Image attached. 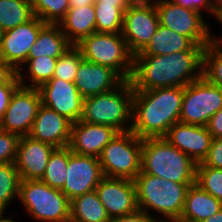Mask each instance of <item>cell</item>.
<instances>
[{"label": "cell", "instance_id": "cell-1", "mask_svg": "<svg viewBox=\"0 0 222 222\" xmlns=\"http://www.w3.org/2000/svg\"><path fill=\"white\" fill-rule=\"evenodd\" d=\"M204 45L169 55H135L130 78L134 91L185 87L203 76Z\"/></svg>", "mask_w": 222, "mask_h": 222}, {"label": "cell", "instance_id": "cell-2", "mask_svg": "<svg viewBox=\"0 0 222 222\" xmlns=\"http://www.w3.org/2000/svg\"><path fill=\"white\" fill-rule=\"evenodd\" d=\"M185 87L134 91L131 131L139 138L165 137L179 122Z\"/></svg>", "mask_w": 222, "mask_h": 222}, {"label": "cell", "instance_id": "cell-3", "mask_svg": "<svg viewBox=\"0 0 222 222\" xmlns=\"http://www.w3.org/2000/svg\"><path fill=\"white\" fill-rule=\"evenodd\" d=\"M196 165L164 137L142 139L141 172L176 183H195Z\"/></svg>", "mask_w": 222, "mask_h": 222}, {"label": "cell", "instance_id": "cell-4", "mask_svg": "<svg viewBox=\"0 0 222 222\" xmlns=\"http://www.w3.org/2000/svg\"><path fill=\"white\" fill-rule=\"evenodd\" d=\"M138 209H152L162 214L166 222H177L183 212L187 189L194 183H176L140 172L134 179Z\"/></svg>", "mask_w": 222, "mask_h": 222}, {"label": "cell", "instance_id": "cell-5", "mask_svg": "<svg viewBox=\"0 0 222 222\" xmlns=\"http://www.w3.org/2000/svg\"><path fill=\"white\" fill-rule=\"evenodd\" d=\"M133 95L132 83L124 80L111 91L84 98L81 120L111 126L119 133L129 132L132 126Z\"/></svg>", "mask_w": 222, "mask_h": 222}, {"label": "cell", "instance_id": "cell-6", "mask_svg": "<svg viewBox=\"0 0 222 222\" xmlns=\"http://www.w3.org/2000/svg\"><path fill=\"white\" fill-rule=\"evenodd\" d=\"M75 46L84 60L110 67L124 80H130L134 55L121 33L95 32L82 38Z\"/></svg>", "mask_w": 222, "mask_h": 222}, {"label": "cell", "instance_id": "cell-7", "mask_svg": "<svg viewBox=\"0 0 222 222\" xmlns=\"http://www.w3.org/2000/svg\"><path fill=\"white\" fill-rule=\"evenodd\" d=\"M19 200L37 221L70 222V200L41 180H21Z\"/></svg>", "mask_w": 222, "mask_h": 222}, {"label": "cell", "instance_id": "cell-8", "mask_svg": "<svg viewBox=\"0 0 222 222\" xmlns=\"http://www.w3.org/2000/svg\"><path fill=\"white\" fill-rule=\"evenodd\" d=\"M141 152V138L132 131L119 133L99 157L104 177L134 180L141 172Z\"/></svg>", "mask_w": 222, "mask_h": 222}, {"label": "cell", "instance_id": "cell-9", "mask_svg": "<svg viewBox=\"0 0 222 222\" xmlns=\"http://www.w3.org/2000/svg\"><path fill=\"white\" fill-rule=\"evenodd\" d=\"M222 108V89L204 76L185 86L179 122L207 126Z\"/></svg>", "mask_w": 222, "mask_h": 222}, {"label": "cell", "instance_id": "cell-10", "mask_svg": "<svg viewBox=\"0 0 222 222\" xmlns=\"http://www.w3.org/2000/svg\"><path fill=\"white\" fill-rule=\"evenodd\" d=\"M160 25L189 37L195 44L205 47L214 40L210 26L201 13L175 5L169 0H154Z\"/></svg>", "mask_w": 222, "mask_h": 222}, {"label": "cell", "instance_id": "cell-11", "mask_svg": "<svg viewBox=\"0 0 222 222\" xmlns=\"http://www.w3.org/2000/svg\"><path fill=\"white\" fill-rule=\"evenodd\" d=\"M159 24V16L154 2L129 6L124 12L121 34L129 51L134 56L148 45Z\"/></svg>", "mask_w": 222, "mask_h": 222}, {"label": "cell", "instance_id": "cell-12", "mask_svg": "<svg viewBox=\"0 0 222 222\" xmlns=\"http://www.w3.org/2000/svg\"><path fill=\"white\" fill-rule=\"evenodd\" d=\"M41 105L38 88L19 86L12 94L2 118L3 130L19 137L28 136Z\"/></svg>", "mask_w": 222, "mask_h": 222}, {"label": "cell", "instance_id": "cell-13", "mask_svg": "<svg viewBox=\"0 0 222 222\" xmlns=\"http://www.w3.org/2000/svg\"><path fill=\"white\" fill-rule=\"evenodd\" d=\"M46 24L34 16L28 22L4 32L0 43V59L9 64L16 72H21L30 49L36 42L40 30Z\"/></svg>", "mask_w": 222, "mask_h": 222}, {"label": "cell", "instance_id": "cell-14", "mask_svg": "<svg viewBox=\"0 0 222 222\" xmlns=\"http://www.w3.org/2000/svg\"><path fill=\"white\" fill-rule=\"evenodd\" d=\"M103 178L99 158L73 153L68 147L66 182L61 191L69 200L94 191Z\"/></svg>", "mask_w": 222, "mask_h": 222}, {"label": "cell", "instance_id": "cell-15", "mask_svg": "<svg viewBox=\"0 0 222 222\" xmlns=\"http://www.w3.org/2000/svg\"><path fill=\"white\" fill-rule=\"evenodd\" d=\"M42 105L67 118L72 123L79 121L83 113L84 98L75 83L52 78L38 88Z\"/></svg>", "mask_w": 222, "mask_h": 222}, {"label": "cell", "instance_id": "cell-16", "mask_svg": "<svg viewBox=\"0 0 222 222\" xmlns=\"http://www.w3.org/2000/svg\"><path fill=\"white\" fill-rule=\"evenodd\" d=\"M95 191L111 220L139 210L134 180L104 177Z\"/></svg>", "mask_w": 222, "mask_h": 222}, {"label": "cell", "instance_id": "cell-17", "mask_svg": "<svg viewBox=\"0 0 222 222\" xmlns=\"http://www.w3.org/2000/svg\"><path fill=\"white\" fill-rule=\"evenodd\" d=\"M177 149L185 153L196 164L207 156L213 137L207 126L176 122L164 137Z\"/></svg>", "mask_w": 222, "mask_h": 222}, {"label": "cell", "instance_id": "cell-18", "mask_svg": "<svg viewBox=\"0 0 222 222\" xmlns=\"http://www.w3.org/2000/svg\"><path fill=\"white\" fill-rule=\"evenodd\" d=\"M118 134L111 126L91 124L80 119L72 123L68 147L73 153L99 158L104 147Z\"/></svg>", "mask_w": 222, "mask_h": 222}, {"label": "cell", "instance_id": "cell-19", "mask_svg": "<svg viewBox=\"0 0 222 222\" xmlns=\"http://www.w3.org/2000/svg\"><path fill=\"white\" fill-rule=\"evenodd\" d=\"M54 149L55 147L30 136L20 137L15 165L21 180H41Z\"/></svg>", "mask_w": 222, "mask_h": 222}, {"label": "cell", "instance_id": "cell-20", "mask_svg": "<svg viewBox=\"0 0 222 222\" xmlns=\"http://www.w3.org/2000/svg\"><path fill=\"white\" fill-rule=\"evenodd\" d=\"M71 129V121L41 105L28 136L55 148H62L69 145Z\"/></svg>", "mask_w": 222, "mask_h": 222}, {"label": "cell", "instance_id": "cell-21", "mask_svg": "<svg viewBox=\"0 0 222 222\" xmlns=\"http://www.w3.org/2000/svg\"><path fill=\"white\" fill-rule=\"evenodd\" d=\"M123 81L124 79L110 67L83 59L74 83L82 97L87 98L111 91Z\"/></svg>", "mask_w": 222, "mask_h": 222}, {"label": "cell", "instance_id": "cell-22", "mask_svg": "<svg viewBox=\"0 0 222 222\" xmlns=\"http://www.w3.org/2000/svg\"><path fill=\"white\" fill-rule=\"evenodd\" d=\"M221 208V201L194 183L187 189L183 212L177 222H201Z\"/></svg>", "mask_w": 222, "mask_h": 222}, {"label": "cell", "instance_id": "cell-23", "mask_svg": "<svg viewBox=\"0 0 222 222\" xmlns=\"http://www.w3.org/2000/svg\"><path fill=\"white\" fill-rule=\"evenodd\" d=\"M59 25L67 39L76 45L82 38L96 32L94 4L70 7Z\"/></svg>", "mask_w": 222, "mask_h": 222}, {"label": "cell", "instance_id": "cell-24", "mask_svg": "<svg viewBox=\"0 0 222 222\" xmlns=\"http://www.w3.org/2000/svg\"><path fill=\"white\" fill-rule=\"evenodd\" d=\"M73 44L62 32L59 24L47 23L39 32L36 42L29 51L28 58L47 56L59 58Z\"/></svg>", "mask_w": 222, "mask_h": 222}, {"label": "cell", "instance_id": "cell-25", "mask_svg": "<svg viewBox=\"0 0 222 222\" xmlns=\"http://www.w3.org/2000/svg\"><path fill=\"white\" fill-rule=\"evenodd\" d=\"M194 45L195 43L189 37L159 24L148 45L136 55H169L190 50Z\"/></svg>", "mask_w": 222, "mask_h": 222}, {"label": "cell", "instance_id": "cell-26", "mask_svg": "<svg viewBox=\"0 0 222 222\" xmlns=\"http://www.w3.org/2000/svg\"><path fill=\"white\" fill-rule=\"evenodd\" d=\"M70 222H112L96 191L70 200Z\"/></svg>", "mask_w": 222, "mask_h": 222}, {"label": "cell", "instance_id": "cell-27", "mask_svg": "<svg viewBox=\"0 0 222 222\" xmlns=\"http://www.w3.org/2000/svg\"><path fill=\"white\" fill-rule=\"evenodd\" d=\"M34 17L31 0H0V25L4 32Z\"/></svg>", "mask_w": 222, "mask_h": 222}, {"label": "cell", "instance_id": "cell-28", "mask_svg": "<svg viewBox=\"0 0 222 222\" xmlns=\"http://www.w3.org/2000/svg\"><path fill=\"white\" fill-rule=\"evenodd\" d=\"M57 60L58 58H51L47 56L28 58L23 66L25 67V65H28L27 71L31 83L27 84L25 82L26 80H24V74L22 72H17L20 86L28 88H39L44 83L48 82L53 78Z\"/></svg>", "mask_w": 222, "mask_h": 222}, {"label": "cell", "instance_id": "cell-29", "mask_svg": "<svg viewBox=\"0 0 222 222\" xmlns=\"http://www.w3.org/2000/svg\"><path fill=\"white\" fill-rule=\"evenodd\" d=\"M129 6H108L94 4L96 18V32L121 33L124 12Z\"/></svg>", "mask_w": 222, "mask_h": 222}, {"label": "cell", "instance_id": "cell-30", "mask_svg": "<svg viewBox=\"0 0 222 222\" xmlns=\"http://www.w3.org/2000/svg\"><path fill=\"white\" fill-rule=\"evenodd\" d=\"M68 166V146L55 148L50 155L45 173L41 181L52 188L62 189L66 182V169Z\"/></svg>", "mask_w": 222, "mask_h": 222}, {"label": "cell", "instance_id": "cell-31", "mask_svg": "<svg viewBox=\"0 0 222 222\" xmlns=\"http://www.w3.org/2000/svg\"><path fill=\"white\" fill-rule=\"evenodd\" d=\"M20 182L15 163L0 164V211L5 212L8 204L14 198H19Z\"/></svg>", "mask_w": 222, "mask_h": 222}, {"label": "cell", "instance_id": "cell-32", "mask_svg": "<svg viewBox=\"0 0 222 222\" xmlns=\"http://www.w3.org/2000/svg\"><path fill=\"white\" fill-rule=\"evenodd\" d=\"M203 76L222 89V45L215 39L204 48Z\"/></svg>", "mask_w": 222, "mask_h": 222}, {"label": "cell", "instance_id": "cell-33", "mask_svg": "<svg viewBox=\"0 0 222 222\" xmlns=\"http://www.w3.org/2000/svg\"><path fill=\"white\" fill-rule=\"evenodd\" d=\"M33 15L45 23L59 24L70 8V0H31Z\"/></svg>", "mask_w": 222, "mask_h": 222}, {"label": "cell", "instance_id": "cell-34", "mask_svg": "<svg viewBox=\"0 0 222 222\" xmlns=\"http://www.w3.org/2000/svg\"><path fill=\"white\" fill-rule=\"evenodd\" d=\"M195 184L222 202V169L197 163Z\"/></svg>", "mask_w": 222, "mask_h": 222}, {"label": "cell", "instance_id": "cell-35", "mask_svg": "<svg viewBox=\"0 0 222 222\" xmlns=\"http://www.w3.org/2000/svg\"><path fill=\"white\" fill-rule=\"evenodd\" d=\"M82 60L83 57L80 50L73 45L58 58L53 78L74 83L76 73L78 72V68Z\"/></svg>", "mask_w": 222, "mask_h": 222}, {"label": "cell", "instance_id": "cell-36", "mask_svg": "<svg viewBox=\"0 0 222 222\" xmlns=\"http://www.w3.org/2000/svg\"><path fill=\"white\" fill-rule=\"evenodd\" d=\"M19 138L14 133H0V164L15 163Z\"/></svg>", "mask_w": 222, "mask_h": 222}, {"label": "cell", "instance_id": "cell-37", "mask_svg": "<svg viewBox=\"0 0 222 222\" xmlns=\"http://www.w3.org/2000/svg\"><path fill=\"white\" fill-rule=\"evenodd\" d=\"M20 86L17 73L5 84L0 85V119L4 117L12 94Z\"/></svg>", "mask_w": 222, "mask_h": 222}, {"label": "cell", "instance_id": "cell-38", "mask_svg": "<svg viewBox=\"0 0 222 222\" xmlns=\"http://www.w3.org/2000/svg\"><path fill=\"white\" fill-rule=\"evenodd\" d=\"M204 166L222 169V137L213 138L207 156L201 162Z\"/></svg>", "mask_w": 222, "mask_h": 222}, {"label": "cell", "instance_id": "cell-39", "mask_svg": "<svg viewBox=\"0 0 222 222\" xmlns=\"http://www.w3.org/2000/svg\"><path fill=\"white\" fill-rule=\"evenodd\" d=\"M175 5L182 6L183 8H188L194 10L195 12L201 13L202 10L206 9L210 14H213L215 18L219 21L220 16L211 8L209 0H169Z\"/></svg>", "mask_w": 222, "mask_h": 222}, {"label": "cell", "instance_id": "cell-40", "mask_svg": "<svg viewBox=\"0 0 222 222\" xmlns=\"http://www.w3.org/2000/svg\"><path fill=\"white\" fill-rule=\"evenodd\" d=\"M112 222H166L162 219H157L153 216V214H147L141 210H137L136 212L125 215L123 217L116 218L112 220Z\"/></svg>", "mask_w": 222, "mask_h": 222}, {"label": "cell", "instance_id": "cell-41", "mask_svg": "<svg viewBox=\"0 0 222 222\" xmlns=\"http://www.w3.org/2000/svg\"><path fill=\"white\" fill-rule=\"evenodd\" d=\"M207 128L213 138L222 137V108L210 118Z\"/></svg>", "mask_w": 222, "mask_h": 222}, {"label": "cell", "instance_id": "cell-42", "mask_svg": "<svg viewBox=\"0 0 222 222\" xmlns=\"http://www.w3.org/2000/svg\"><path fill=\"white\" fill-rule=\"evenodd\" d=\"M17 72L0 59V85L7 83Z\"/></svg>", "mask_w": 222, "mask_h": 222}, {"label": "cell", "instance_id": "cell-43", "mask_svg": "<svg viewBox=\"0 0 222 222\" xmlns=\"http://www.w3.org/2000/svg\"><path fill=\"white\" fill-rule=\"evenodd\" d=\"M94 4H102L108 6H128L124 0H95Z\"/></svg>", "mask_w": 222, "mask_h": 222}, {"label": "cell", "instance_id": "cell-44", "mask_svg": "<svg viewBox=\"0 0 222 222\" xmlns=\"http://www.w3.org/2000/svg\"><path fill=\"white\" fill-rule=\"evenodd\" d=\"M209 4L219 16H222V0H209Z\"/></svg>", "mask_w": 222, "mask_h": 222}, {"label": "cell", "instance_id": "cell-45", "mask_svg": "<svg viewBox=\"0 0 222 222\" xmlns=\"http://www.w3.org/2000/svg\"><path fill=\"white\" fill-rule=\"evenodd\" d=\"M95 0H70V7H82L83 5L94 4Z\"/></svg>", "mask_w": 222, "mask_h": 222}, {"label": "cell", "instance_id": "cell-46", "mask_svg": "<svg viewBox=\"0 0 222 222\" xmlns=\"http://www.w3.org/2000/svg\"><path fill=\"white\" fill-rule=\"evenodd\" d=\"M128 6H139L153 2L154 0H124Z\"/></svg>", "mask_w": 222, "mask_h": 222}, {"label": "cell", "instance_id": "cell-47", "mask_svg": "<svg viewBox=\"0 0 222 222\" xmlns=\"http://www.w3.org/2000/svg\"><path fill=\"white\" fill-rule=\"evenodd\" d=\"M201 222H222V208L216 214Z\"/></svg>", "mask_w": 222, "mask_h": 222}, {"label": "cell", "instance_id": "cell-48", "mask_svg": "<svg viewBox=\"0 0 222 222\" xmlns=\"http://www.w3.org/2000/svg\"><path fill=\"white\" fill-rule=\"evenodd\" d=\"M4 211H0V222H15V220L13 221V219L10 218H5L4 217Z\"/></svg>", "mask_w": 222, "mask_h": 222}, {"label": "cell", "instance_id": "cell-49", "mask_svg": "<svg viewBox=\"0 0 222 222\" xmlns=\"http://www.w3.org/2000/svg\"><path fill=\"white\" fill-rule=\"evenodd\" d=\"M219 22L222 24V16H220V18H219ZM215 40H216L217 42H219V43L222 45V36H221V38H219V37H215Z\"/></svg>", "mask_w": 222, "mask_h": 222}, {"label": "cell", "instance_id": "cell-50", "mask_svg": "<svg viewBox=\"0 0 222 222\" xmlns=\"http://www.w3.org/2000/svg\"><path fill=\"white\" fill-rule=\"evenodd\" d=\"M3 34H4V30L2 29V27L0 25V43H1V40H2Z\"/></svg>", "mask_w": 222, "mask_h": 222}, {"label": "cell", "instance_id": "cell-51", "mask_svg": "<svg viewBox=\"0 0 222 222\" xmlns=\"http://www.w3.org/2000/svg\"><path fill=\"white\" fill-rule=\"evenodd\" d=\"M4 130H3V124H2V119H0V133H2Z\"/></svg>", "mask_w": 222, "mask_h": 222}]
</instances>
